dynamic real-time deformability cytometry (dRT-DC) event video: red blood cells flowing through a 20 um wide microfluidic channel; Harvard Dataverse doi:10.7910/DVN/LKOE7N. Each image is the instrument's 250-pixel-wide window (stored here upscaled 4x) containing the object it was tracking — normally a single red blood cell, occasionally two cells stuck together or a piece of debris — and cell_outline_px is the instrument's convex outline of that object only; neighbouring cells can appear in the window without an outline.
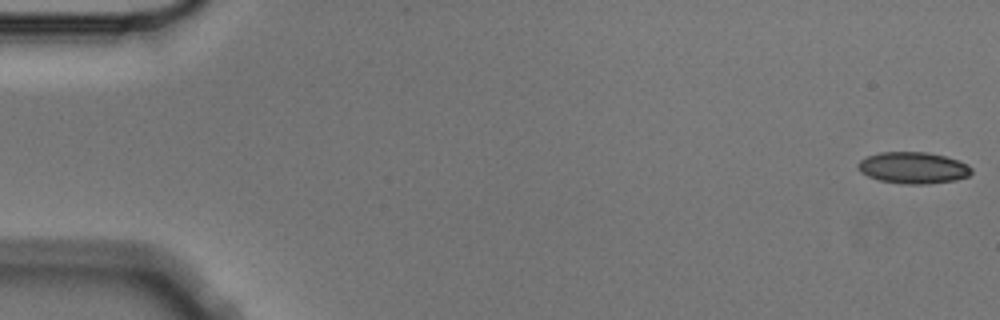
{"species": "Egyptian fruit bat (a non-hibernating species)", "species_latin": "Rousettus aegyptiacus", "temperature_condition": "cold", "stored_images_in_passage": 3, "camera_frame_rate_fps": 3000, "um_per_image_px": 0.085, "animal": {"sex": "male"}, "frame": {"image": 1, "passage_image": 1, "time_ms": 0.0, "image_size_px": [1000, 320], "cell_outline_px": [[972, 172], [968, 176], [956, 180], [928, 184], [904, 184], [880, 180], [868, 176], [860, 172], [856, 168], [856, 164], [860, 160], [868, 156], [880, 152], [928, 152], [944, 156], [968, 164], [972, 168]], "centroid_in_image_um": [77.6, 14.26], "position_along_channel_um": 7.4, "area_um2": 20.92}}